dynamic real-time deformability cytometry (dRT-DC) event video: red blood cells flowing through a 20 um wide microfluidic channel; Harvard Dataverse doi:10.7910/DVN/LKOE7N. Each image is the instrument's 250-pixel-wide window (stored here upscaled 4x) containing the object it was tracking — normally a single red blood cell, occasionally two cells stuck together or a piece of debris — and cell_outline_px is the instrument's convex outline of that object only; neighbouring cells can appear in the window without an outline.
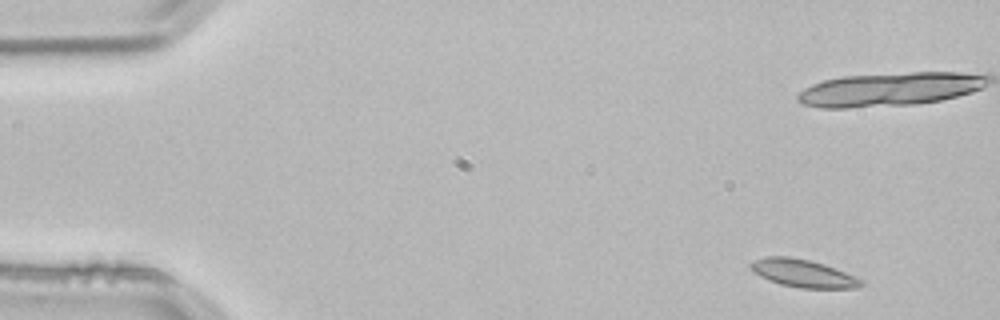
{"species": "common noctule bat (a hibernating species)", "species_latin": "Nyctalus noctula", "temperature_condition": "room temperature", "stored_images_in_passage": 4, "camera_frame_rate_fps": 3000, "um_per_image_px": 0.085, "animal": {"sex": "male", "body_mass_g": 21.5, "forearm_length_mm": 52.0}, "frame": {"image": 1, "passage_image": 1, "time_ms": 0.0, "image_size_px": [1000, 320], "cell_outline_px": [[864, 284], [856, 288], [800, 288], [780, 284], [768, 280], [760, 276], [748, 268], [748, 264], [752, 260], [764, 256], [788, 256], [808, 260], [824, 264], [836, 268], [864, 280]], "centroid_in_image_um": [68.22, 23.22], "position_along_channel_um": 16.8, "area_um2": 18.09}}
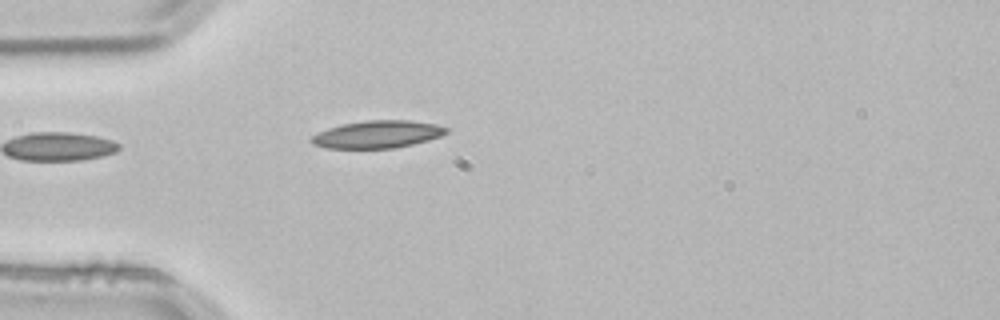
{"frame": {"image": 2, "passage_image": 4, "time_ms": 1.0, "image_size_px": [1000, 320], "cell_outline_px": [[448, 132], [440, 136], [428, 140], [396, 148], [324, 148], [312, 144], [308, 140], [312, 136], [328, 128], [344, 124], [368, 120], [408, 120], [436, 124], [448, 128]], "centroid_in_image_um": [32.08, 11.42], "position_along_channel_um": 52.9, "area_um2": 21.5}}